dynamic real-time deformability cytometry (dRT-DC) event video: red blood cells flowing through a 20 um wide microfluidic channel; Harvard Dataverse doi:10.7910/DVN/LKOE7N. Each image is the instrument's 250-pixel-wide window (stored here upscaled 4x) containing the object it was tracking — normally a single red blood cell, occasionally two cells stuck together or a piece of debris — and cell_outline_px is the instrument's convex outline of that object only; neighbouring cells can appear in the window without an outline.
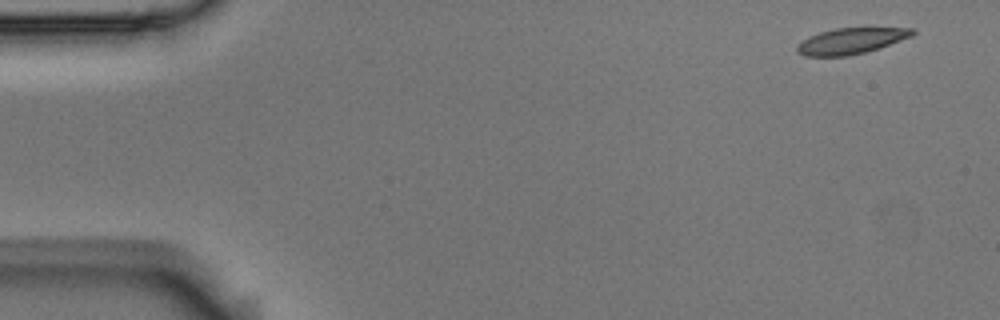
{"species": "Egyptian fruit bat (a non-hibernating species)", "species_latin": "Rousettus aegyptiacus", "temperature_condition": "room temperature", "stored_images_in_passage": 4, "camera_frame_rate_fps": 3000, "um_per_image_px": 0.085, "animal": {"sex": "male"}, "frame": {"image": 1, "passage_image": 1, "time_ms": 0.0, "image_size_px": [1000, 320], "cell_outline_px": [[916, 32], [912, 36], [880, 48], [848, 56], [804, 56], [796, 52], [796, 44], [808, 36], [820, 32], [836, 28], [912, 28]], "centroid_in_image_um": [72.29, 3.48], "position_along_channel_um": 12.7, "area_um2": 17.51}}
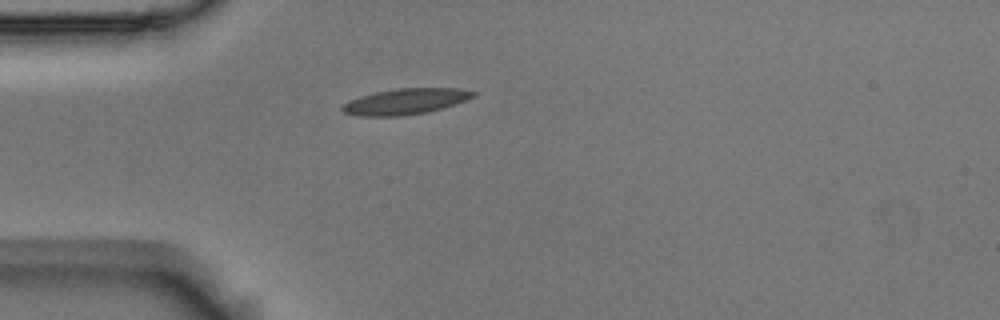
{"frame": {"image": 2, "passage_image": 4, "time_ms": 1.0, "image_size_px": [1000, 320], "cell_outline_px": [[476, 96], [456, 104], [424, 112], [400, 116], [356, 116], [344, 112], [340, 108], [348, 100], [360, 96], [376, 92], [396, 88], [460, 88], [476, 92]], "centroid_in_image_um": [34.45, 8.62], "position_along_channel_um": 50.5, "area_um2": 19.65}}